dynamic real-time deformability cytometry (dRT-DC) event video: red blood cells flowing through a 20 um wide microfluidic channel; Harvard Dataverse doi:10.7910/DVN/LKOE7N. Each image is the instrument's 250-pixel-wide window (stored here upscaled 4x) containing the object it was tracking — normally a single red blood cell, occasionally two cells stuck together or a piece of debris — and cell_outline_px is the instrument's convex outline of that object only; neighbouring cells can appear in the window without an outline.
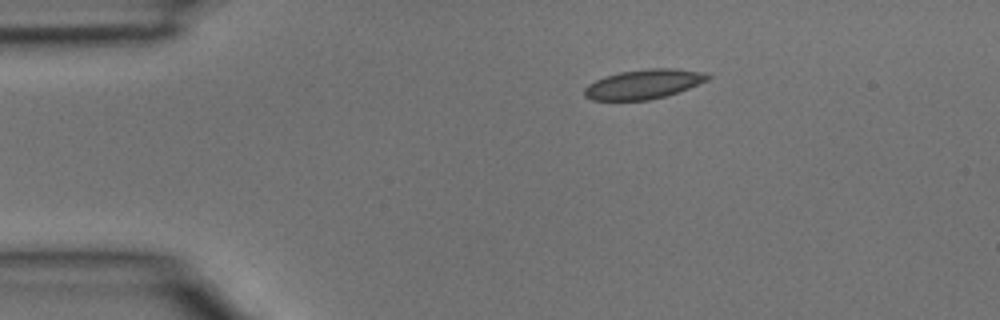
{"species": "common noctule bat (a hibernating species)", "species_latin": "Nyctalus noctula", "temperature_condition": "room temperature", "stored_images_in_passage": 3, "camera_frame_rate_fps": 3000, "um_per_image_px": 0.085, "animal": {"sex": "male", "body_mass_g": 15.6}, "frame": {"image": 1, "passage_image": 3, "time_ms": 0.667, "image_size_px": [1000, 320], "cell_outline_px": [[712, 76], [708, 80], [688, 88], [664, 96], [648, 100], [592, 100], [584, 96], [584, 88], [588, 84], [604, 76], [620, 72], [648, 68], [676, 68], [704, 72]], "centroid_in_image_um": [54.7, 7.14], "position_along_channel_um": 30.3, "area_um2": 21.15}}